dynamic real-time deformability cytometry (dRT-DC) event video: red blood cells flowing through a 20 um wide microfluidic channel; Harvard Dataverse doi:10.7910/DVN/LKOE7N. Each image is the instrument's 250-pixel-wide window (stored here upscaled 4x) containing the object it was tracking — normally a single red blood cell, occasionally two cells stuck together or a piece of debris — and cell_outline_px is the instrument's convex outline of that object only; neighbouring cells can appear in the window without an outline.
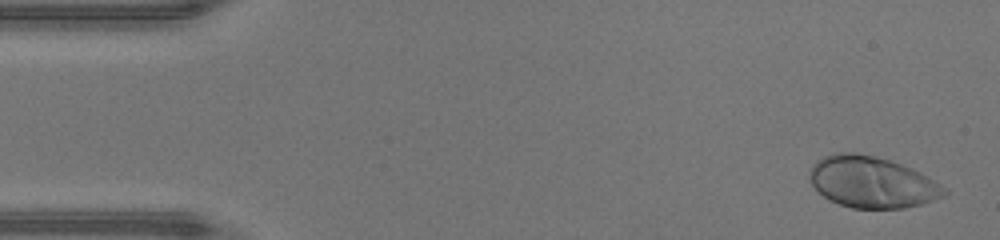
{"species": "human", "species_latin": "Homo sapiens", "temperature_condition": "warm", "stored_images_in_passage": 43, "camera_frame_rate_fps": 3000, "um_per_image_px": 0.085, "donor": {"sex": "male"}, "frame": {"image": 1, "passage_image": 2, "time_ms": 0.333, "image_size_px": [1000, 240], "cell_outline_px": [[948, 192], [944, 196], [920, 204], [904, 208], [852, 208], [840, 204], [824, 196], [812, 184], [808, 176], [808, 172], [812, 164], [816, 160], [824, 156], [836, 152], [852, 152], [872, 156], [888, 160], [912, 168], [920, 172], [944, 188]], "centroid_in_image_um": [74.07, 15.47], "position_along_channel_um": 10.9, "area_um2": 39.82}}
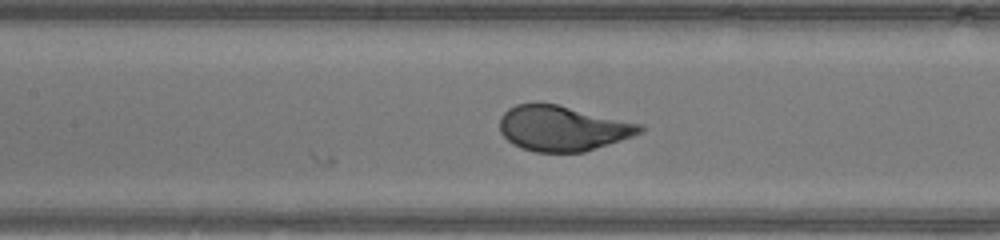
{"frame": {"image": 2, "passage_image": 21, "time_ms": 6.667, "image_size_px": [1000, 240], "cell_outline_px": [[644, 132], [584, 152], [536, 152], [520, 148], [512, 144], [500, 132], [500, 116], [508, 108], [516, 104], [536, 100], [556, 104], [644, 124]], "centroid_in_image_um": [47.79, 10.88], "position_along_channel_um": 159.6, "area_um2": 37.45}}
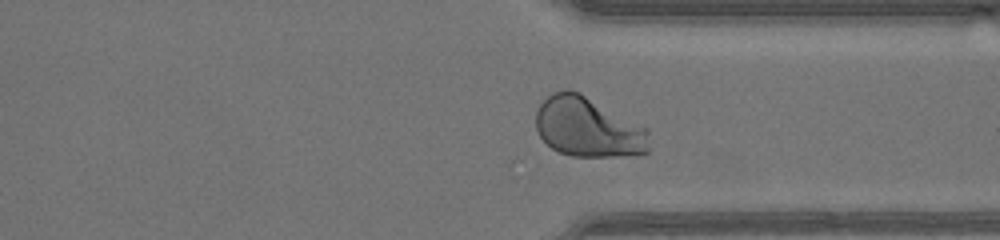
{"frame": {"image": 3, "passage_image": 35, "time_ms": 11.333, "image_size_px": [1000, 240], "cell_outline_px": [[648, 152], [612, 156], [572, 156], [560, 152], [552, 148], [540, 136], [536, 128], [536, 112], [540, 104], [552, 92], [564, 88], [568, 88], [580, 92], [648, 128]], "centroid_in_image_um": [49.96, 10.78], "position_along_channel_um": 361.4, "area_um2": 39.48}, "authors_computed_cell_mechanics": {"area_um2": 37.9168, "velocity_mm_per_s": 4.3425, "shape_relaxation_time_tau1_ms": 2.2292, "shape_relaxation_time_tau2_ms": null, "deformation_change_tau1": 0.1868, "deformation_change_tau2": null}}